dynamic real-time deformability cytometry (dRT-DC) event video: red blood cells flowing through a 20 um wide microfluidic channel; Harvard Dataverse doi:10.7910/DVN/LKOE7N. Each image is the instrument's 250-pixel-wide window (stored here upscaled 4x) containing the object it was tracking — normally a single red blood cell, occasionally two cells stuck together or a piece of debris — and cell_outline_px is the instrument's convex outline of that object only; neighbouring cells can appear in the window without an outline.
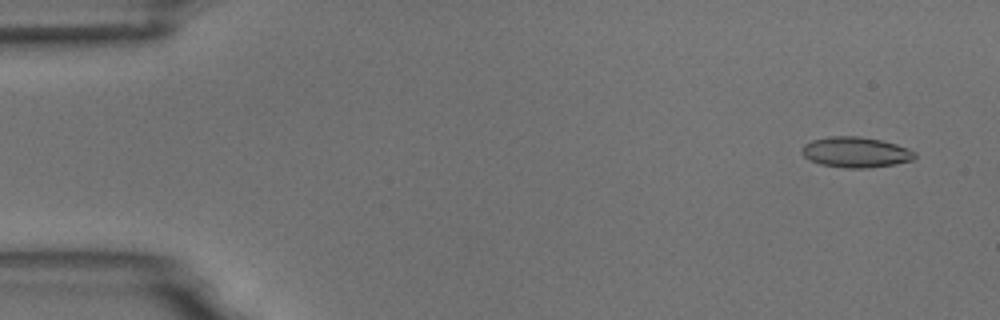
{"species": "common noctule bat (a hibernating species)", "species_latin": "Nyctalus noctula", "temperature_condition": "room temperature", "stored_images_in_passage": 4, "camera_frame_rate_fps": 3000, "um_per_image_px": 0.085, "animal": {"sex": "male", "body_mass_g": 18.8}, "frame": {"image": 1, "passage_image": 1, "time_ms": 0.0, "image_size_px": [1000, 320], "cell_outline_px": [[916, 156], [912, 160], [896, 164], [868, 168], [844, 168], [820, 164], [804, 156], [800, 152], [800, 148], [804, 144], [812, 140], [832, 136], [856, 136], [880, 140], [896, 144], [908, 148], [916, 152]], "centroid_in_image_um": [72.73, 12.94], "position_along_channel_um": 12.3, "area_um2": 20.11}}
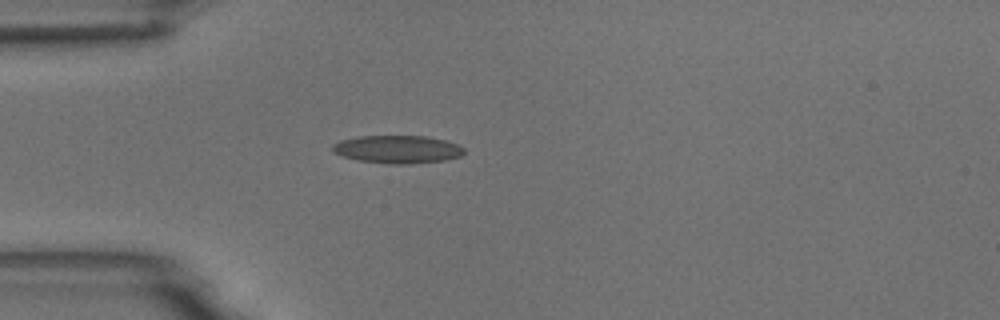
{"frame": {"image": 2, "passage_image": 4, "time_ms": 4.0, "image_size_px": [1000, 320], "cell_outline_px": [[464, 152], [460, 156], [444, 160], [408, 164], [388, 164], [360, 160], [344, 156], [332, 152], [332, 144], [340, 140], [360, 136], [424, 136], [444, 140], [456, 144], [464, 148]], "centroid_in_image_um": [33.77, 12.69], "position_along_channel_um": 51.2, "area_um2": 21.21}}